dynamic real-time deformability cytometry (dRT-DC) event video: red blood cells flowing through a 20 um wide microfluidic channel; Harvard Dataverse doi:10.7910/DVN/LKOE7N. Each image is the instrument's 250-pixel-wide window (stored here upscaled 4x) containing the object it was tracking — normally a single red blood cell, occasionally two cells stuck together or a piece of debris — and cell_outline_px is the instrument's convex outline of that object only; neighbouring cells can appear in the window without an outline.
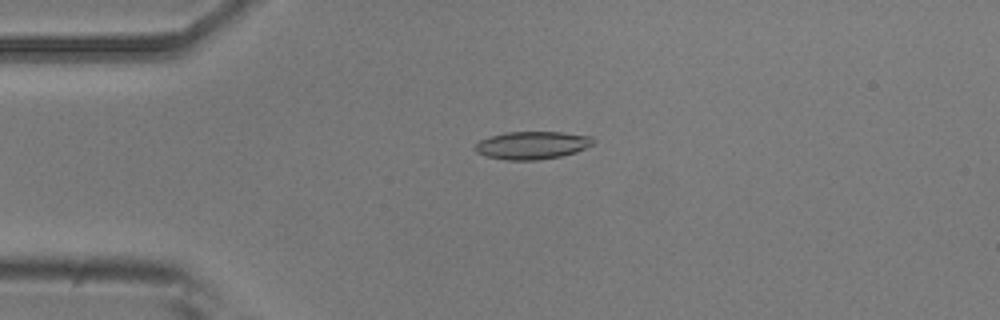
{"species": "common noctule bat (a hibernating species)", "species_latin": "Nyctalus noctula", "temperature_condition": "room temperature", "stored_images_in_passage": 5, "camera_frame_rate_fps": 3000, "um_per_image_px": 0.085, "animal": {"sex": "male", "body_mass_g": 20.5, "forearm_length_mm": 52.5}, "frame": {"image": 1, "passage_image": 3, "time_ms": 3.0, "image_size_px": [1000, 320], "cell_outline_px": [[596, 140], [592, 144], [576, 152], [560, 156], [536, 160], [508, 160], [488, 156], [476, 152], [476, 144], [480, 140], [504, 132], [560, 132], [592, 136]], "centroid_in_image_um": [45.26, 12.34], "position_along_channel_um": 39.7, "area_um2": 18.9}}
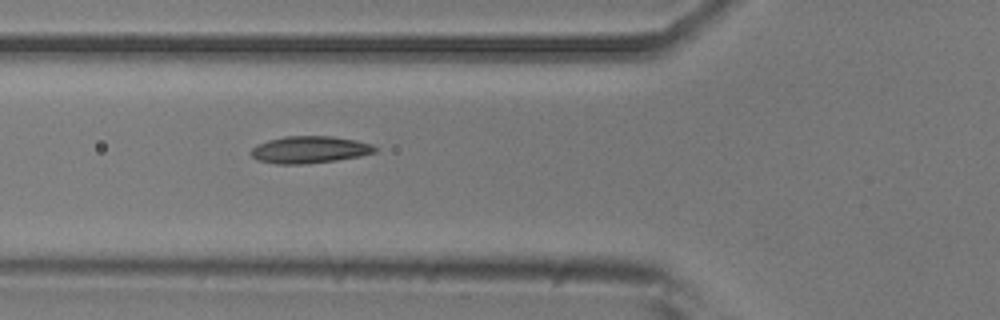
{"frame": {"image": 2, "passage_image": 5, "time_ms": 5.333, "image_size_px": [1000, 320], "cell_outline_px": [[376, 152], [360, 156], [336, 160], [304, 164], [276, 164], [256, 160], [248, 152], [256, 144], [268, 140], [284, 136], [332, 136], [356, 140], [372, 144], [376, 148]], "centroid_in_image_um": [26.27, 12.72], "position_along_channel_um": 99.5, "area_um2": 19.71}}